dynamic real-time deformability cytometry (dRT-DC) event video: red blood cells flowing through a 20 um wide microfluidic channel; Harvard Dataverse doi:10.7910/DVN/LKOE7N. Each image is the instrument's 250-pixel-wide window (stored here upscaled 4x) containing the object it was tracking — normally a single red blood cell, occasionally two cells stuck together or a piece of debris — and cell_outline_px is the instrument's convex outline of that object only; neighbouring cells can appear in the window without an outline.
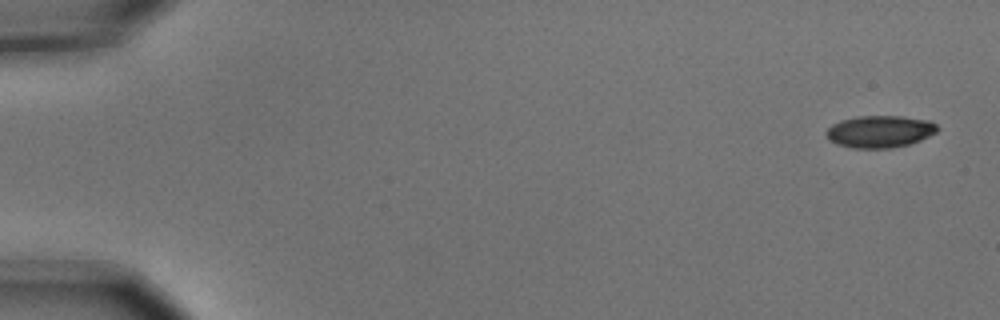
{"species": "common noctule bat (a hibernating species)", "species_latin": "Nyctalus noctula", "temperature_condition": "cold", "stored_images_in_passage": 5, "camera_frame_rate_fps": 3000, "um_per_image_px": 0.085, "animal": {"sex": "male", "body_mass_g": 15.6}, "frame": {"image": 1, "passage_image": 1, "time_ms": 0.0, "image_size_px": [1000, 320], "cell_outline_px": [[940, 128], [936, 132], [920, 140], [908, 144], [892, 148], [852, 148], [836, 144], [828, 140], [824, 132], [832, 124], [840, 120], [856, 116], [900, 116], [928, 120], [936, 124]], "centroid_in_image_um": [74.74, 11.18], "position_along_channel_um": 10.3, "area_um2": 20.92}}
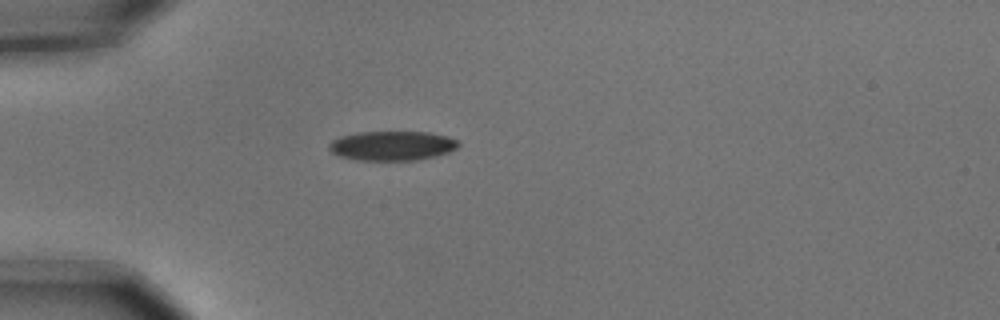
{"frame": {"image": 2, "passage_image": 5, "time_ms": 1.333, "image_size_px": [1000, 320], "cell_outline_px": [[460, 144], [456, 148], [448, 152], [436, 156], [416, 160], [356, 160], [340, 156], [332, 152], [328, 148], [328, 144], [332, 140], [340, 136], [356, 132], [428, 132], [448, 136], [456, 140]], "centroid_in_image_um": [33.31, 12.38], "position_along_channel_um": 51.7, "area_um2": 22.25}}